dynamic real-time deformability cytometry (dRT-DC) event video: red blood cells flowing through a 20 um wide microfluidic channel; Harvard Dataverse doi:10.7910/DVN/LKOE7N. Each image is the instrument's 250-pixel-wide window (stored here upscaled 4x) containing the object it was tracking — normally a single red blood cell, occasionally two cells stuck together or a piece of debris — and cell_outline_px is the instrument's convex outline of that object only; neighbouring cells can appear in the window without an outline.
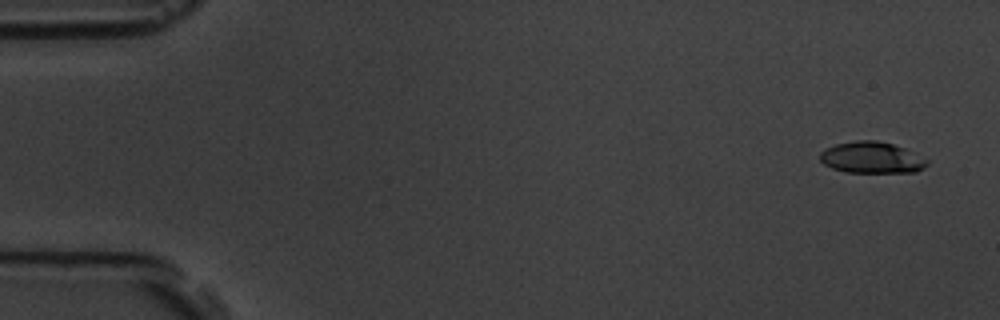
{"species": "common noctule bat (a hibernating species)", "species_latin": "Nyctalus noctula", "temperature_condition": "room temperature", "stored_images_in_passage": 5, "camera_frame_rate_fps": 3000, "um_per_image_px": 0.085, "animal": {"sex": "male", "body_mass_g": 19.5, "forearm_length_mm": 54.6}, "frame": {"image": 1, "passage_image": 1, "time_ms": 0.0, "image_size_px": [1000, 320], "cell_outline_px": [[928, 164], [924, 168], [916, 172], [844, 172], [832, 168], [824, 164], [820, 160], [820, 152], [824, 148], [836, 144], [856, 140], [876, 140], [892, 144], [904, 148], [928, 160]], "centroid_in_image_um": [74.07, 13.39], "position_along_channel_um": 10.9, "area_um2": 19.59}}
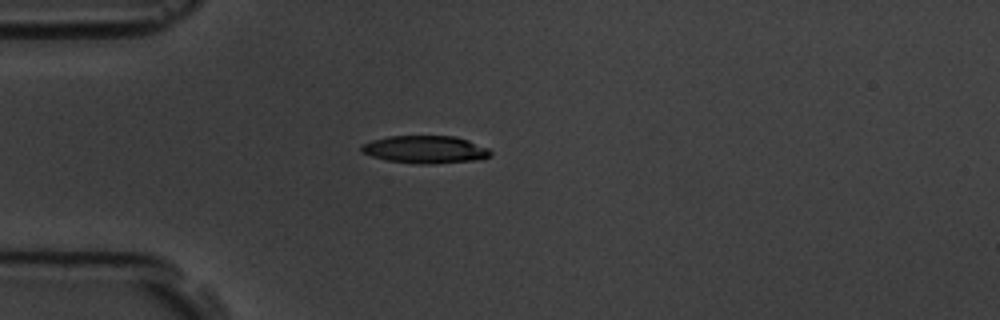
{"frame": {"image": 2, "passage_image": 5, "time_ms": 4.333, "image_size_px": [1000, 320], "cell_outline_px": [[492, 152], [488, 156], [480, 160], [428, 164], [416, 164], [388, 160], [372, 156], [360, 152], [360, 144], [372, 140], [388, 136], [452, 136], [468, 140], [488, 148]], "centroid_in_image_um": [36.11, 12.71], "position_along_channel_um": 48.9, "area_um2": 20.81}}